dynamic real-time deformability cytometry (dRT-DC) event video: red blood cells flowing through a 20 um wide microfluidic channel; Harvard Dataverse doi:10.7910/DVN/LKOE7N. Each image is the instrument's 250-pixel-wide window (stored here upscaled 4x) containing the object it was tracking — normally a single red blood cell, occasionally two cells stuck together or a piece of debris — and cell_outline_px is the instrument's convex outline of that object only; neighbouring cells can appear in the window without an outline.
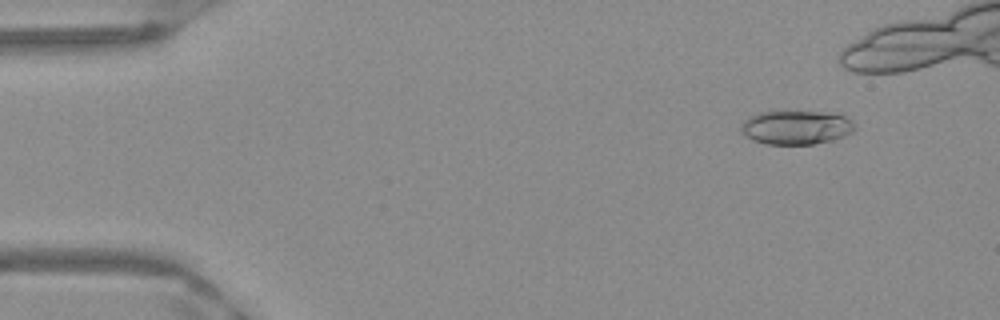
{"species": "Egyptian fruit bat (a non-hibernating species)", "species_latin": "Rousettus aegyptiacus", "temperature_condition": "warm", "stored_images_in_passage": 41, "camera_frame_rate_fps": 3000, "um_per_image_px": 0.085, "frame": {"image": 1, "passage_image": 5, "time_ms": 1.333, "image_size_px": [1000, 320], "cell_outline_px": [[856, 128], [852, 132], [844, 136], [832, 140], [812, 144], [768, 144], [752, 140], [740, 132], [740, 128], [744, 120], [756, 112], [828, 112], [844, 116], [852, 120]], "centroid_in_image_um": [67.66, 10.83], "position_along_channel_um": 17.3, "area_um2": 22.48}}
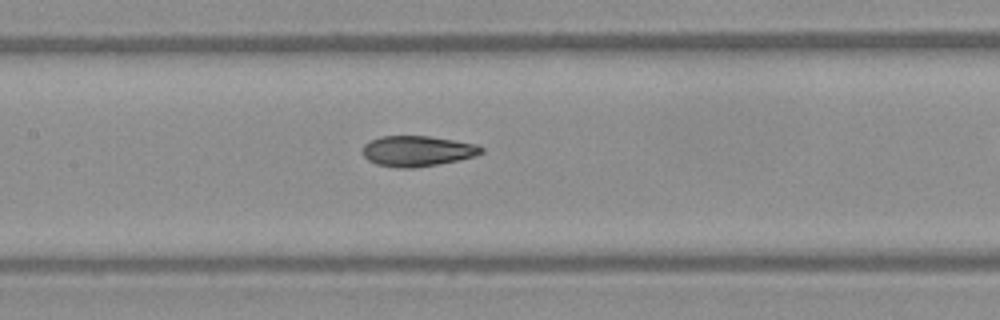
{"frame": {"image": 2, "passage_image": 24, "time_ms": 7.667, "image_size_px": [1000, 320], "cell_outline_px": [[484, 152], [476, 156], [460, 160], [412, 168], [396, 168], [376, 164], [368, 160], [364, 156], [364, 144], [380, 136], [428, 136], [476, 144], [484, 148]], "centroid_in_image_um": [35.49, 12.84], "position_along_channel_um": 171.9, "area_um2": 21.04}}
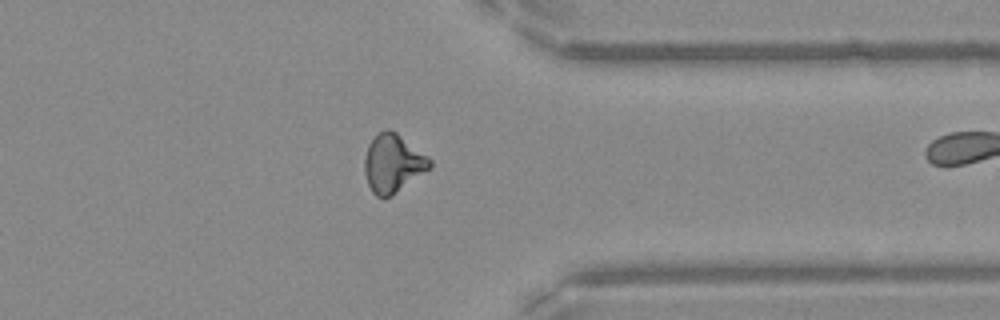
{"frame": {"image": 3, "passage_image": 40, "time_ms": 13.0, "image_size_px": [1000, 320], "cell_outline_px": [[432, 168], [392, 196], [376, 196], [372, 192], [368, 184], [364, 172], [364, 156], [368, 144], [384, 128], [388, 128], [396, 132], [428, 156], [432, 160]], "centroid_in_image_um": [33.41, 13.89], "position_along_channel_um": 378.0, "area_um2": 22.31}}